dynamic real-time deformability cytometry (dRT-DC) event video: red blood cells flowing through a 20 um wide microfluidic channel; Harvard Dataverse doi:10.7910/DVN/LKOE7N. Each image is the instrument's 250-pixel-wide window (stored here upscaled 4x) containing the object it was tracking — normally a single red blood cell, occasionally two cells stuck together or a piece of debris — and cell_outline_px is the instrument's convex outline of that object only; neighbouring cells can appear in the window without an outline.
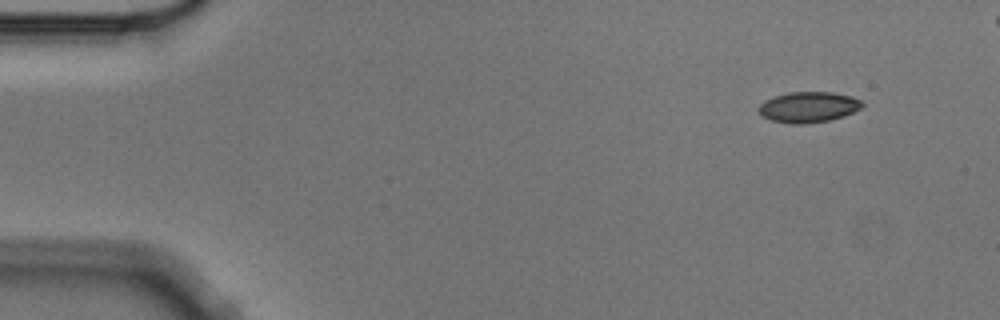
{"species": "Egyptian fruit bat (a non-hibernating species)", "species_latin": "Rousettus aegyptiacus", "temperature_condition": "cold", "stored_images_in_passage": 5, "camera_frame_rate_fps": 3000, "um_per_image_px": 0.085, "animal": {"sex": "male"}, "frame": {"image": 1, "passage_image": 1, "time_ms": 0.0, "image_size_px": [1000, 320], "cell_outline_px": [[864, 104], [860, 108], [844, 116], [828, 120], [804, 124], [788, 124], [772, 120], [760, 116], [756, 108], [764, 100], [788, 92], [832, 92], [852, 96], [860, 100]], "centroid_in_image_um": [68.67, 9.1], "position_along_channel_um": 16.3, "area_um2": 18.61}}